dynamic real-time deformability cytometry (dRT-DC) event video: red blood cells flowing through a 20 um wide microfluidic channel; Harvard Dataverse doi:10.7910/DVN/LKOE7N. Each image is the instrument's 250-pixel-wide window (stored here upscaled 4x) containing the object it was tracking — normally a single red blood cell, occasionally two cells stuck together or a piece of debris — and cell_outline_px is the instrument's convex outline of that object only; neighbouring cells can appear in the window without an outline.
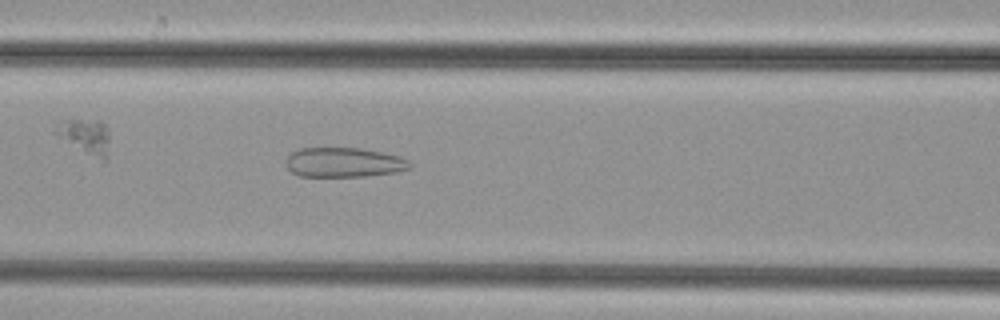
{"species": "common noctule bat (a hibernating species)", "species_latin": "Nyctalus noctula", "temperature_condition": "cold", "stored_images_in_passage": 49, "camera_frame_rate_fps": 3000, "um_per_image_px": 0.085, "animal": {"sex": "female", "body_mass_g": 29.2, "forearm_length_mm": 56.3}, "frame": {"image": 1, "passage_image": 21, "time_ms": 6.667, "image_size_px": [1000, 320], "cell_outline_px": [[412, 164], [408, 168], [396, 172], [364, 176], [300, 176], [292, 172], [288, 168], [284, 160], [292, 152], [300, 148], [360, 148], [400, 156], [408, 160]], "centroid_in_image_um": [29.2, 13.8], "position_along_channel_um": 137.4, "area_um2": 21.27}}
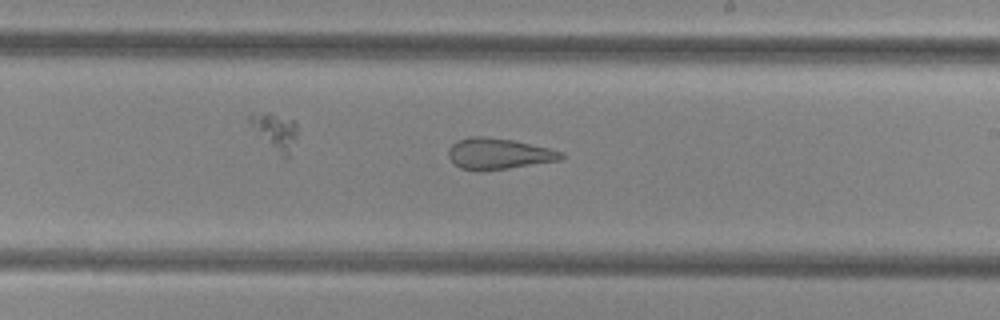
{"frame": {"image": 2, "passage_image": 29, "time_ms": 9.333, "image_size_px": [1000, 320], "cell_outline_px": [[564, 156], [560, 160], [508, 168], [480, 172], [460, 168], [448, 156], [448, 148], [456, 140], [468, 136], [484, 136], [512, 140], [548, 148], [564, 152]], "centroid_in_image_um": [42.33, 13.07], "position_along_channel_um": 246.7, "area_um2": 20.46}}
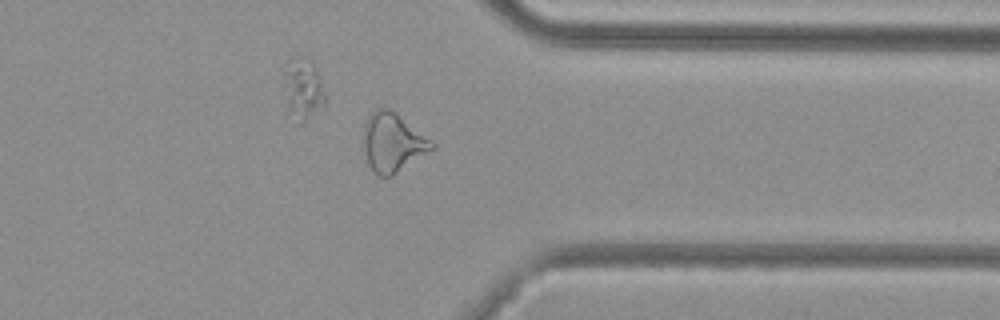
{"frame": {"image": 3, "passage_image": 39, "time_ms": 12.667, "image_size_px": [1000, 320], "cell_outline_px": [[436, 148], [392, 176], [380, 176], [372, 172], [368, 164], [364, 148], [364, 128], [368, 116], [376, 108], [388, 108], [396, 112], [432, 140], [436, 144]], "centroid_in_image_um": [33.41, 12.12], "position_along_channel_um": 378.0, "area_um2": 23.58}}